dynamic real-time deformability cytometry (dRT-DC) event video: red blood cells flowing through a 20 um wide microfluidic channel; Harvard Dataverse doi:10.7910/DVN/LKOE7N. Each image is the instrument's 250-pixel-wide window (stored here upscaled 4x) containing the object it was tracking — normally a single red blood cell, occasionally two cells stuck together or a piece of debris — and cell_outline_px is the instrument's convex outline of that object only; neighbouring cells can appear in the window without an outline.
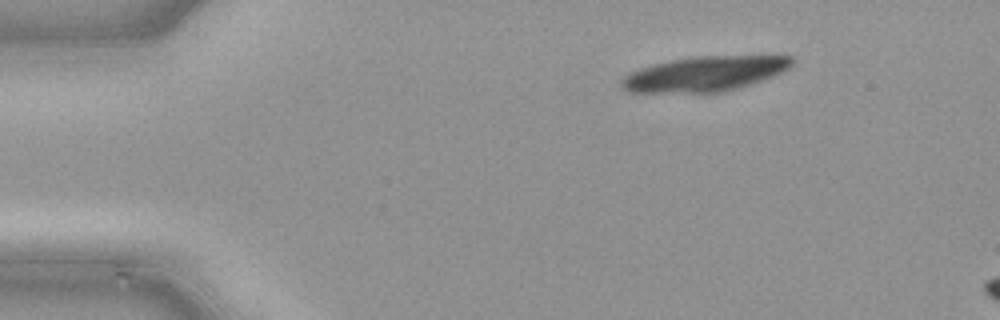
{"species": "common noctule bat (a hibernating species)", "species_latin": "Nyctalus noctula", "temperature_condition": "cold", "stored_images_in_passage": 11, "camera_frame_rate_fps": 3000, "um_per_image_px": 0.085, "animal": {"sex": "male", "body_mass_g": 21.5, "forearm_length_mm": 52.0}, "frame": {"image": 1, "passage_image": 1, "time_ms": 0.0, "image_size_px": [1000, 320], "cell_outline_px": [[792, 64], [788, 68], [772, 76], [724, 92], [628, 92], [620, 84], [620, 80], [628, 72], [652, 64], [668, 60], [692, 56], [792, 56]], "centroid_in_image_um": [59.82, 6.26], "position_along_channel_um": 25.2, "area_um2": 34.39}}